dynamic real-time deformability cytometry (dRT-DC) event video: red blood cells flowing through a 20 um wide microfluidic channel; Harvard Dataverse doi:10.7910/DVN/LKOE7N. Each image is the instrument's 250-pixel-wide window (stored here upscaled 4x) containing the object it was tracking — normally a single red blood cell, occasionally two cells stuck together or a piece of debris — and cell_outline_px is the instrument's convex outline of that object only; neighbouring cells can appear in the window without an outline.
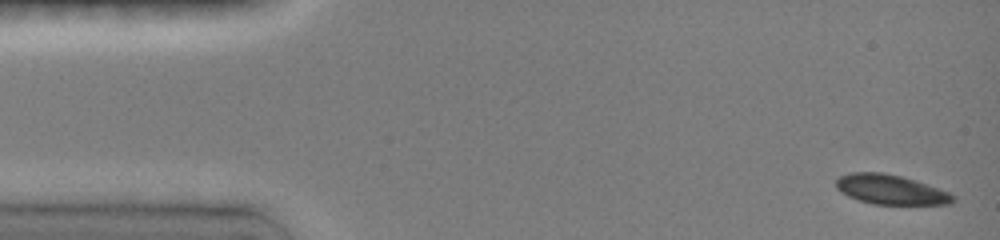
{"species": "common noctule bat (a hibernating species)", "species_latin": "Nyctalus noctula", "temperature_condition": "room temperature", "stored_images_in_passage": 5, "camera_frame_rate_fps": 3000, "um_per_image_px": 0.085, "animal": {"sex": "female", "body_mass_g": 19.0, "forearm_length_mm": 51.5}, "frame": {"image": 1, "passage_image": 1, "time_ms": 0.0, "image_size_px": [1000, 240], "cell_outline_px": [[956, 200], [952, 204], [872, 204], [848, 196], [840, 192], [836, 188], [836, 180], [840, 176], [848, 172], [884, 172], [900, 176], [948, 192], [956, 196]], "centroid_in_image_um": [75.67, 16.11], "position_along_channel_um": 9.3, "area_um2": 20.06}}
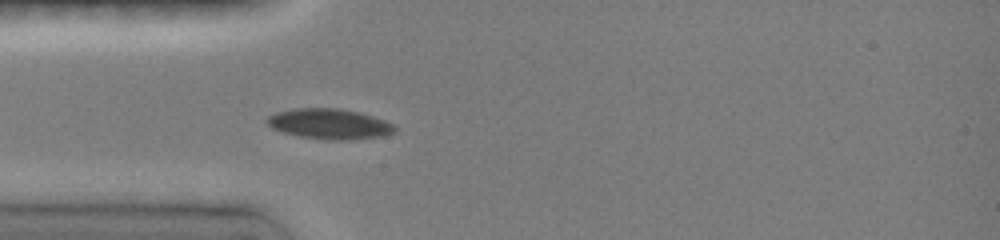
{"frame": {"image": 2, "passage_image": 5, "time_ms": 4.0, "image_size_px": [1000, 240], "cell_outline_px": [[396, 132], [384, 136], [348, 140], [336, 140], [300, 136], [284, 132], [272, 128], [264, 120], [268, 116], [276, 112], [292, 108], [340, 108], [360, 112], [396, 124]], "centroid_in_image_um": [28.03, 10.52], "position_along_channel_um": 57.0, "area_um2": 22.72}}